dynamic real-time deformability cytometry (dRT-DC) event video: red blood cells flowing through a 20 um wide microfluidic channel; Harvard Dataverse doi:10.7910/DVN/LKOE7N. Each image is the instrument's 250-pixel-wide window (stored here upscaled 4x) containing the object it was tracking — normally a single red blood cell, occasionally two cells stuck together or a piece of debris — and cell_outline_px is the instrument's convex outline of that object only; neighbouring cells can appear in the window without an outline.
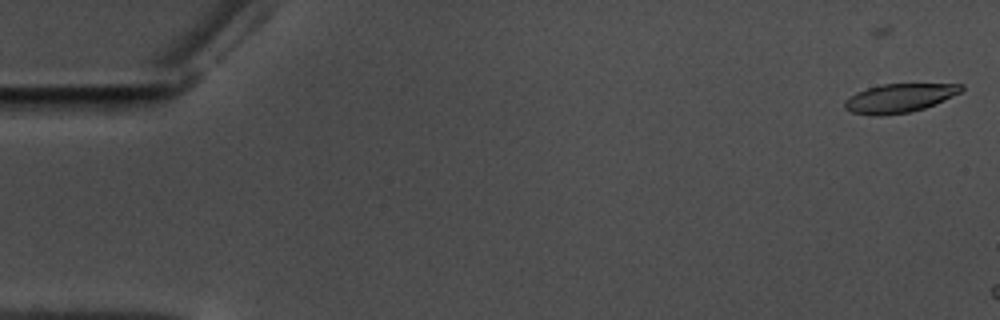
{"species": "common noctule bat (a hibernating species)", "species_latin": "Nyctalus noctula", "temperature_condition": "warm", "stored_images_in_passage": 12, "camera_frame_rate_fps": 3000, "um_per_image_px": 0.085, "animal": {"sex": "male", "body_mass_g": 17.5, "forearm_length_mm": 52.3}, "frame": {"image": 1, "passage_image": 1, "time_ms": 0.0, "image_size_px": [1000, 320], "cell_outline_px": [[964, 88], [960, 92], [944, 100], [924, 108], [908, 112], [880, 116], [876, 116], [852, 112], [844, 108], [844, 100], [856, 92], [868, 88], [884, 84], [964, 84]], "centroid_in_image_um": [76.42, 8.34], "position_along_channel_um": 8.6, "area_um2": 19.36}}